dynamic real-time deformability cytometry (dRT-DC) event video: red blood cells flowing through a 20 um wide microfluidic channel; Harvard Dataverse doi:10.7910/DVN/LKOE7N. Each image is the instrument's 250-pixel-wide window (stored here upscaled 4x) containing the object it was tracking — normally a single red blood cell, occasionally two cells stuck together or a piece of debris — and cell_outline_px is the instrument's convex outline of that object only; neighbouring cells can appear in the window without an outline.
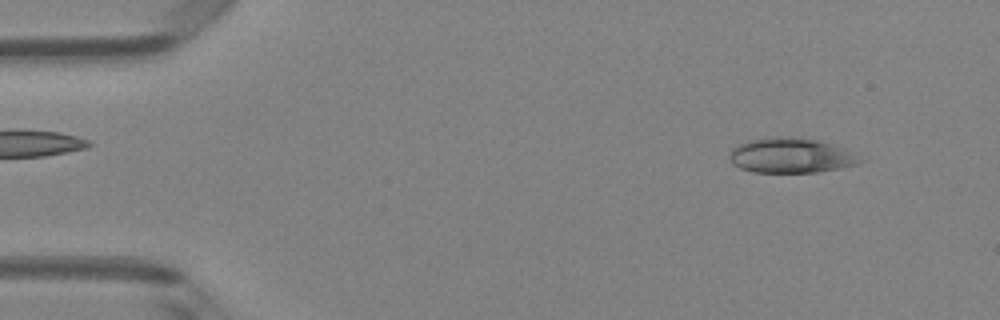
{"species": "Egyptian fruit bat (a non-hibernating species)", "species_latin": "Rousettus aegyptiacus", "temperature_condition": "room temperature", "stored_images_in_passage": 48, "camera_frame_rate_fps": 3000, "um_per_image_px": 0.085, "animal": {"sex": "female"}, "frame": {"image": 1, "passage_image": 4, "time_ms": 1.0, "image_size_px": [1000, 320], "cell_outline_px": [[868, 160], [856, 164], [840, 168], [816, 172], [752, 172], [740, 168], [732, 164], [732, 148], [748, 140], [764, 136], [780, 136], [816, 140], [844, 148], [868, 156]], "centroid_in_image_um": [67.33, 13.21], "position_along_channel_um": 17.7, "area_um2": 26.88}}
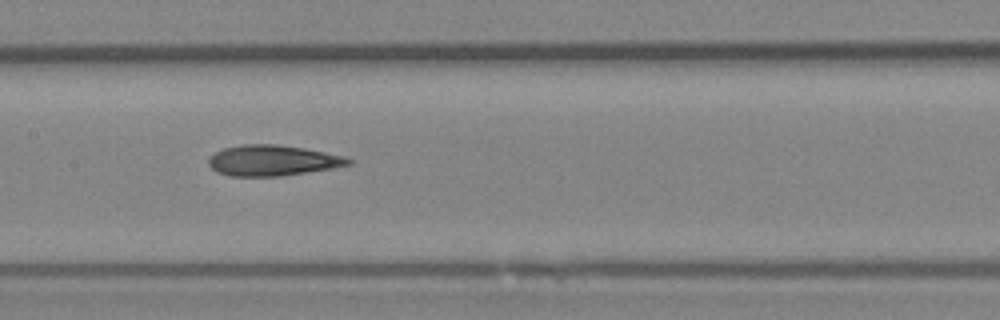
{"frame": {"image": 2, "passage_image": 23, "time_ms": 7.333, "image_size_px": [1000, 320], "cell_outline_px": [[352, 164], [332, 168], [280, 176], [228, 176], [216, 172], [208, 164], [208, 160], [216, 152], [224, 148], [244, 144], [276, 144], [304, 148], [344, 156], [352, 160]], "centroid_in_image_um": [23.16, 13.64], "position_along_channel_um": 184.2, "area_um2": 24.85}}
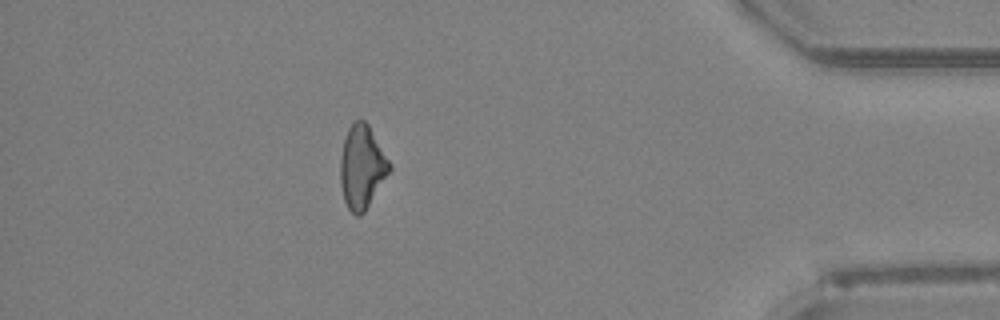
{"frame": {"image": 3, "passage_image": 42, "time_ms": 13.667, "image_size_px": [1000, 320], "cell_outline_px": [[392, 168], [364, 212], [360, 216], [356, 216], [348, 208], [344, 200], [340, 184], [340, 160], [344, 140], [348, 128], [356, 120], [364, 120], [368, 124], [392, 164]], "centroid_in_image_um": [30.77, 14.19], "position_along_channel_um": 404.4, "area_um2": 23.76}, "authors_computed_cell_mechanics": {"area_um2": 24.7673, "velocity_mm_per_s": 4.1749, "shape_relaxation_time_tau1_ms": null, "shape_relaxation_time_tau2_ms": 4.244, "deformation_change_tau1": null, "deformation_change_tau2": 0.1516}}